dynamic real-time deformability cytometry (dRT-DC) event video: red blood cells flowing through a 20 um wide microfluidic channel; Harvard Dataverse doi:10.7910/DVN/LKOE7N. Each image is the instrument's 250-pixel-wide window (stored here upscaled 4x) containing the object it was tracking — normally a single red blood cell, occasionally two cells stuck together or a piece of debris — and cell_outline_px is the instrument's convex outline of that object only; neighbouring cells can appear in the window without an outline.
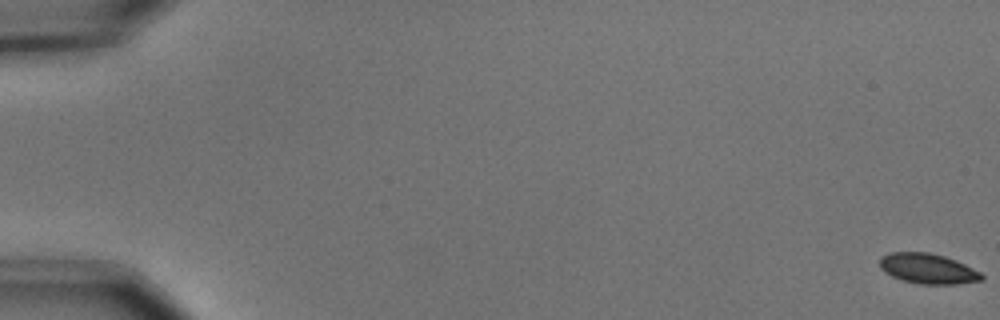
{"species": "common noctule bat (a hibernating species)", "species_latin": "Nyctalus noctula", "temperature_condition": "cold", "stored_images_in_passage": 11, "camera_frame_rate_fps": 3000, "um_per_image_px": 0.085, "animal": {"sex": "male", "body_mass_g": 15.6}, "frame": {"image": 1, "passage_image": 1, "time_ms": 0.0, "image_size_px": [1000, 320], "cell_outline_px": [[984, 276], [980, 280], [956, 284], [920, 284], [904, 280], [892, 276], [884, 272], [880, 268], [880, 256], [888, 252], [928, 252], [944, 256], [956, 260], [980, 272]], "centroid_in_image_um": [78.83, 22.82], "position_along_channel_um": 6.2, "area_um2": 17.86}}